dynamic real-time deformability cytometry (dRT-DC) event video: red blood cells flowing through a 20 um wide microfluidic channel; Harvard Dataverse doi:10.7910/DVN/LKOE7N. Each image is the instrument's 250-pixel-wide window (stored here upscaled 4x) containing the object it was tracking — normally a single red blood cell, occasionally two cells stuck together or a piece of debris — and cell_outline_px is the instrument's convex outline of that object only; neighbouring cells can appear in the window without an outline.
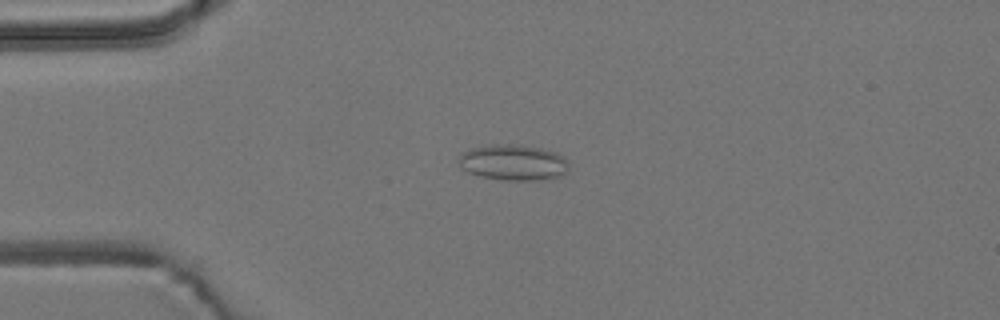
{"species": "common noctule bat (a hibernating species)", "species_latin": "Nyctalus noctula", "temperature_condition": "room temperature", "stored_images_in_passage": 5, "camera_frame_rate_fps": 3000, "um_per_image_px": 0.085, "animal": {"sex": "male", "body_mass_g": 19.2, "forearm_length_mm": 51.8}, "frame": {"image": 1, "passage_image": 3, "time_ms": 0.667, "image_size_px": [1000, 320], "cell_outline_px": [[568, 168], [564, 172], [556, 176], [540, 180], [504, 180], [480, 176], [468, 172], [460, 168], [460, 152], [472, 148], [492, 144], [520, 144], [540, 148], [556, 152], [564, 156], [568, 164]], "centroid_in_image_um": [43.6, 13.79], "position_along_channel_um": 41.4, "area_um2": 22.95}}